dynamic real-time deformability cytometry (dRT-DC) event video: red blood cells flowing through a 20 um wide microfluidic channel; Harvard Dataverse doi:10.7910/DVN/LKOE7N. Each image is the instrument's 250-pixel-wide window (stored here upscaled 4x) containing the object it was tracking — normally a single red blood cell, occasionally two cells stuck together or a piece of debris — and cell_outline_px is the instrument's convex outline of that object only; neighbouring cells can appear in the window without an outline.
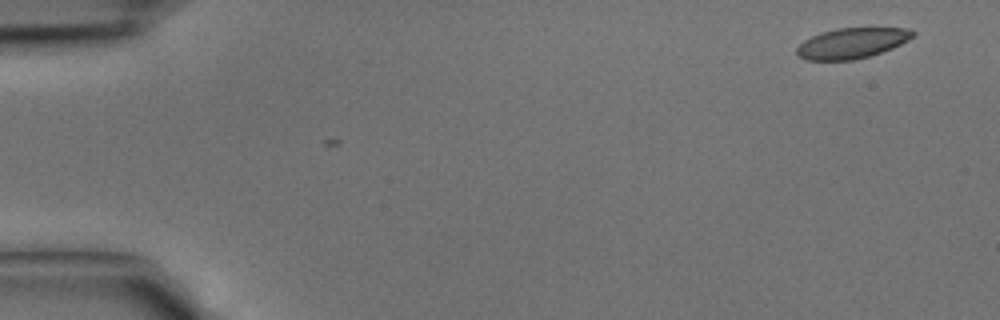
{"species": "common noctule bat (a hibernating species)", "species_latin": "Nyctalus noctula", "temperature_condition": "cold", "stored_images_in_passage": 3, "camera_frame_rate_fps": 3000, "um_per_image_px": 0.085, "animal": {"sex": "male", "body_mass_g": 15.6}, "frame": {"image": 1, "passage_image": 3, "time_ms": 0.667, "image_size_px": [1000, 320], "cell_outline_px": [[916, 32], [908, 40], [892, 48], [868, 56], [852, 60], [808, 60], [796, 56], [796, 48], [804, 40], [820, 32], [836, 28], [908, 28]], "centroid_in_image_um": [72.37, 3.66], "position_along_channel_um": 12.6, "area_um2": 20.52}}